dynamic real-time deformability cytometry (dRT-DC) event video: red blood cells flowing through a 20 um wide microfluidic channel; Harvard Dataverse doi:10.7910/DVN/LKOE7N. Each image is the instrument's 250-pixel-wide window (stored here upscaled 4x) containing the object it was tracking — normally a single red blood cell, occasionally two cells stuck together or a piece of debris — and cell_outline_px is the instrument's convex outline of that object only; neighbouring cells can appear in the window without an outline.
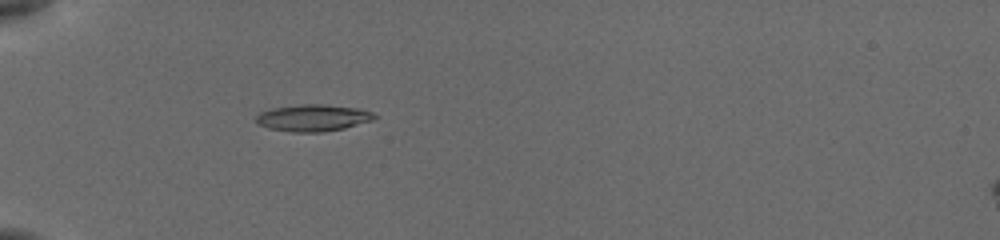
{"species": "common noctule bat (a hibernating species)", "species_latin": "Nyctalus noctula", "temperature_condition": "cold", "stored_images_in_passage": 8, "camera_frame_rate_fps": 3000, "um_per_image_px": 0.085, "animal": {"sex": "female", "body_mass_g": 19.5, "forearm_length_mm": 54.1}, "frame": {"image": 1, "passage_image": 3, "time_ms": 1.0, "image_size_px": [1000, 240], "cell_outline_px": [[380, 116], [372, 120], [344, 128], [324, 132], [292, 132], [268, 128], [256, 124], [256, 116], [260, 112], [272, 108], [300, 104], [324, 104], [360, 108], [372, 112]], "centroid_in_image_um": [26.61, 10.01], "position_along_channel_um": 58.4, "area_um2": 18.67}}
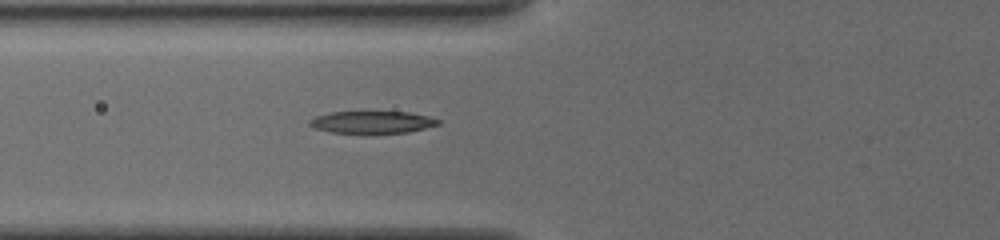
{"frame": {"image": 2, "passage_image": 8, "time_ms": 2.333, "image_size_px": [1000, 240], "cell_outline_px": [[440, 124], [408, 132], [372, 136], [328, 132], [316, 128], [308, 124], [308, 120], [316, 116], [328, 112], [408, 112], [428, 116], [440, 120]], "centroid_in_image_um": [31.6, 10.43], "position_along_channel_um": 94.2, "area_um2": 17.46}}